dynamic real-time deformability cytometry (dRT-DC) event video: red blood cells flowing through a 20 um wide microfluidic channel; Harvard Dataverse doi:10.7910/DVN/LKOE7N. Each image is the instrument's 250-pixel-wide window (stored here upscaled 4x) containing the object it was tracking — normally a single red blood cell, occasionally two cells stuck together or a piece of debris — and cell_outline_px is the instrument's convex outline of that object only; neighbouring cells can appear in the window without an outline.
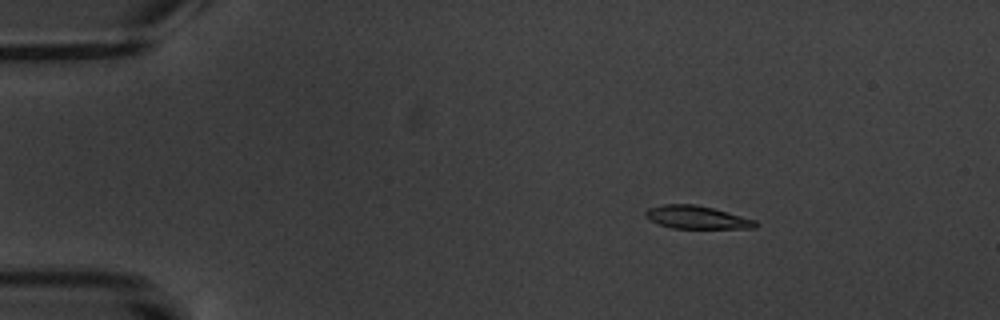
{"species": "common noctule bat (a hibernating species)", "species_latin": "Nyctalus noctula", "temperature_condition": "warm", "stored_images_in_passage": 8, "camera_frame_rate_fps": 3000, "um_per_image_px": 0.085, "animal": {"sex": "male", "body_mass_g": 20.1, "forearm_length_mm": 53.5}, "frame": {"image": 1, "passage_image": 2, "time_ms": 1.333, "image_size_px": [1000, 320], "cell_outline_px": [[756, 228], [672, 228], [660, 224], [644, 216], [644, 212], [648, 208], [664, 204], [696, 204], [712, 208], [756, 220]], "centroid_in_image_um": [59.2, 18.46], "position_along_channel_um": 25.8, "area_um2": 14.51}}
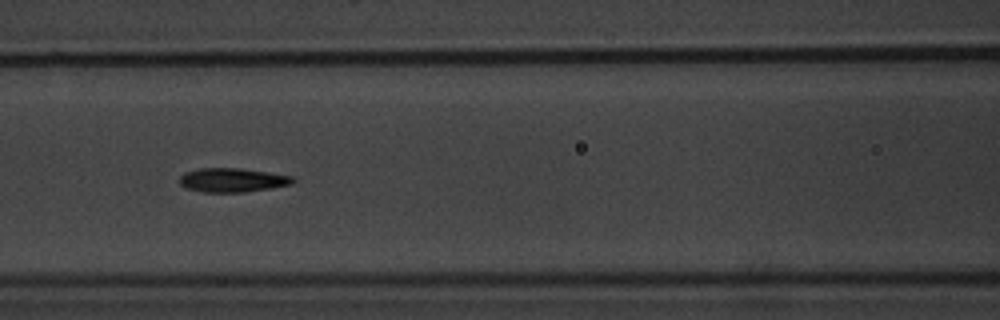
{"frame": {"image": 2, "passage_image": 7, "time_ms": 7.0, "image_size_px": [1000, 320], "cell_outline_px": [[296, 180], [292, 184], [272, 188], [244, 192], [204, 192], [188, 188], [180, 184], [180, 176], [184, 172], [200, 168], [240, 168], [296, 176]], "centroid_in_image_um": [19.81, 15.3], "position_along_channel_um": 146.8, "area_um2": 15.95}}
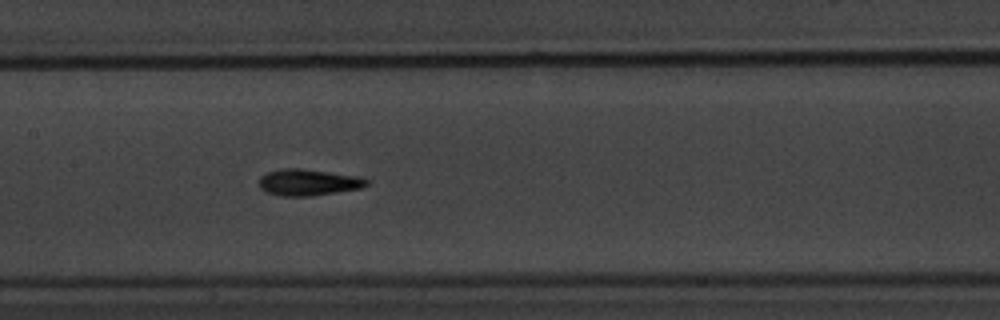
{"frame": {"image": 3, "passage_image": 8, "time_ms": 8.0, "image_size_px": [1000, 320], "cell_outline_px": [[368, 184], [360, 188], [312, 196], [280, 196], [268, 192], [260, 188], [260, 176], [268, 172], [284, 168], [300, 168], [356, 176], [368, 180]], "centroid_in_image_um": [26.18, 15.5], "position_along_channel_um": 181.2, "area_um2": 16.3}}